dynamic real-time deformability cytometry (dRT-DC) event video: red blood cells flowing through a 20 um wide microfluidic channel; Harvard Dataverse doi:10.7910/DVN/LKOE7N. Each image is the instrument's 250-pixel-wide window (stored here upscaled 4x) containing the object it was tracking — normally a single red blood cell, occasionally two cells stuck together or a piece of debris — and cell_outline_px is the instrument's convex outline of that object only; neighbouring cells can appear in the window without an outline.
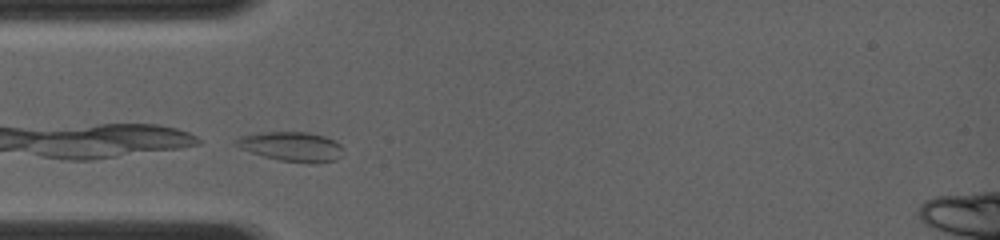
{"species": "common noctule bat (a hibernating species)", "species_latin": "Nyctalus noctula", "temperature_condition": "room temperature", "stored_images_in_passage": 26, "camera_frame_rate_fps": 4000, "um_per_image_px": 0.085, "animal": {"sex": "female", "body_mass_g": 19.0, "forearm_length_mm": 56.7}, "frame": {"image": 1, "passage_image": 1, "time_ms": 0.0, "image_size_px": [1000, 240], "cell_outline_px": [[344, 152], [336, 160], [316, 164], [280, 160], [264, 156], [240, 148], [232, 144], [240, 136], [260, 132], [308, 132], [324, 136], [336, 140], [344, 148]], "centroid_in_image_um": [24.83, 12.46], "position_along_channel_um": 60.2, "area_um2": 18.61}}
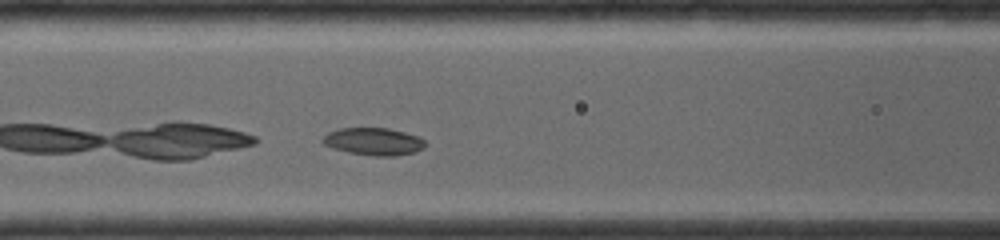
{"frame": {"image": 2, "passage_image": 15, "time_ms": 1.75, "image_size_px": [1000, 240], "cell_outline_px": [[424, 148], [416, 152], [396, 156], [376, 156], [348, 152], [332, 148], [324, 144], [320, 140], [328, 132], [336, 128], [388, 128], [420, 136], [424, 140]], "centroid_in_image_um": [31.75, 12.02], "position_along_channel_um": 134.9, "area_um2": 16.53}}
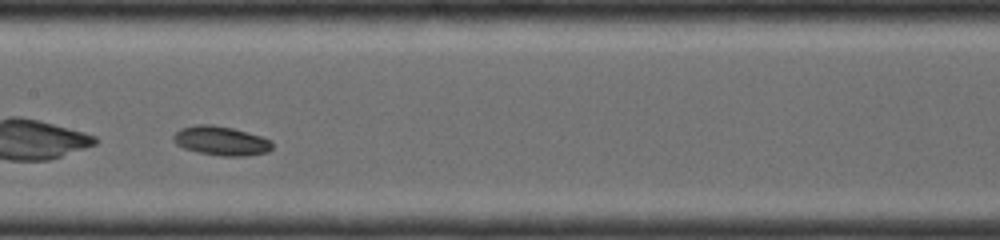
{"frame": {"image": 3, "passage_image": 25, "time_ms": 3.0, "image_size_px": [1000, 240], "cell_outline_px": [[272, 148], [268, 152], [248, 156], [220, 156], [200, 152], [184, 148], [176, 144], [172, 140], [172, 136], [180, 128], [196, 124], [212, 124], [232, 128], [248, 132], [272, 140]], "centroid_in_image_um": [18.79, 11.96], "position_along_channel_um": 188.6, "area_um2": 16.94}}